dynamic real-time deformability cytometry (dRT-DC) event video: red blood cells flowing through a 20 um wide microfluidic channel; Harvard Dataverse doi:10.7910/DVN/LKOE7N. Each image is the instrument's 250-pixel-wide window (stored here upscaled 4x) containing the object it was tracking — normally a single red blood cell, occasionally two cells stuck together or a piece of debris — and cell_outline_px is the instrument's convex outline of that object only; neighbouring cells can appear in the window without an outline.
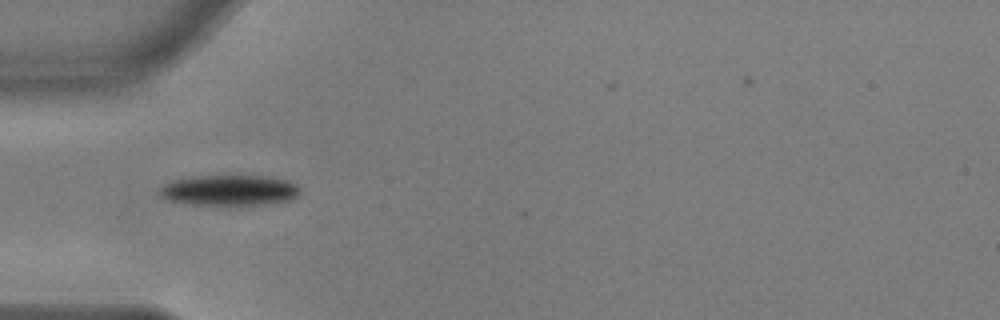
{"species": "common noctule bat (a hibernating species)", "species_latin": "Nyctalus noctula", "temperature_condition": "warm", "stored_images_in_passage": 3, "camera_frame_rate_fps": 3000, "um_per_image_px": 0.085, "animal": {"sex": "male", "body_mass_g": 17.9, "forearm_length_mm": 54.2}, "frame": {"image": 1, "passage_image": 1, "time_ms": 0.0, "image_size_px": [1000, 320], "cell_outline_px": [[300, 192], [292, 200], [268, 204], [240, 208], [224, 208], [172, 200], [160, 196], [156, 192], [164, 184], [172, 180], [192, 176], [264, 176], [288, 180], [296, 184], [300, 188]], "centroid_in_image_um": [19.53, 16.22], "position_along_channel_um": 65.5, "area_um2": 26.07}}